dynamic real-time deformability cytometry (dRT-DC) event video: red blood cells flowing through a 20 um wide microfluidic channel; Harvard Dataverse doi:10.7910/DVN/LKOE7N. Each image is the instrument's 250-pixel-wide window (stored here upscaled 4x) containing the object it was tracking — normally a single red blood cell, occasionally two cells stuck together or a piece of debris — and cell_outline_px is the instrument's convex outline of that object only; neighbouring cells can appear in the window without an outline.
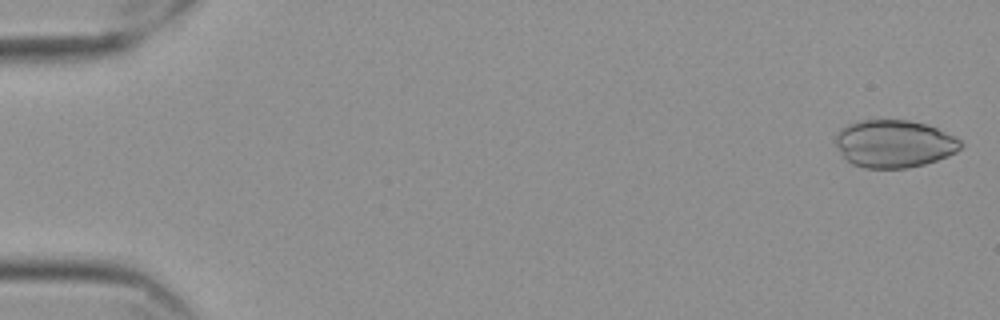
{"species": "Egyptian fruit bat (a non-hibernating species)", "species_latin": "Rousettus aegyptiacus", "temperature_condition": "cold", "stored_images_in_passage": 57, "camera_frame_rate_fps": 3000, "um_per_image_px": 0.085, "frame": {"image": 1, "passage_image": 2, "time_ms": 0.333, "image_size_px": [1000, 320], "cell_outline_px": [[964, 144], [956, 152], [936, 160], [924, 164], [904, 168], [864, 168], [852, 164], [844, 156], [836, 144], [836, 136], [840, 128], [848, 124], [860, 120], [908, 120], [928, 124], [960, 140]], "centroid_in_image_um": [75.99, 12.21], "position_along_channel_um": 9.0, "area_um2": 34.45}}
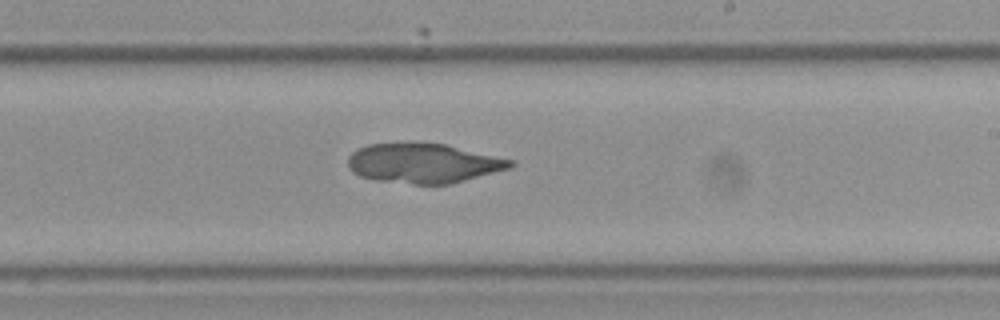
{"frame": {"image": 2, "passage_image": 35, "time_ms": 11.333, "image_size_px": [1000, 320], "cell_outline_px": [[516, 164], [508, 168], [464, 180], [448, 184], [412, 184], [376, 180], [360, 176], [352, 172], [348, 168], [348, 156], [356, 148], [368, 144], [412, 140], [416, 140], [444, 144], [516, 160]], "centroid_in_image_um": [35.93, 13.83], "position_along_channel_um": 253.1, "area_um2": 38.26}}
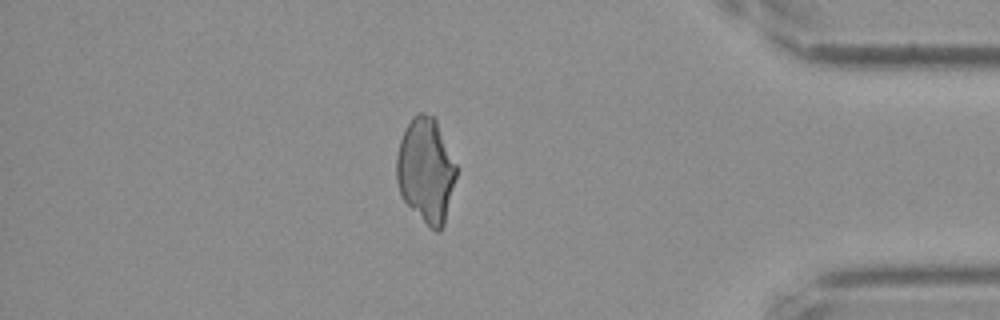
{"frame": {"image": 3, "passage_image": 50, "time_ms": 16.333, "image_size_px": [1000, 320], "cell_outline_px": [[456, 176], [444, 224], [436, 232], [404, 200], [400, 192], [396, 180], [396, 156], [400, 140], [404, 128], [412, 116], [416, 112], [424, 112], [432, 116], [436, 120], [456, 164]], "centroid_in_image_um": [36.18, 14.4], "position_along_channel_um": 399.0, "area_um2": 36.01}}